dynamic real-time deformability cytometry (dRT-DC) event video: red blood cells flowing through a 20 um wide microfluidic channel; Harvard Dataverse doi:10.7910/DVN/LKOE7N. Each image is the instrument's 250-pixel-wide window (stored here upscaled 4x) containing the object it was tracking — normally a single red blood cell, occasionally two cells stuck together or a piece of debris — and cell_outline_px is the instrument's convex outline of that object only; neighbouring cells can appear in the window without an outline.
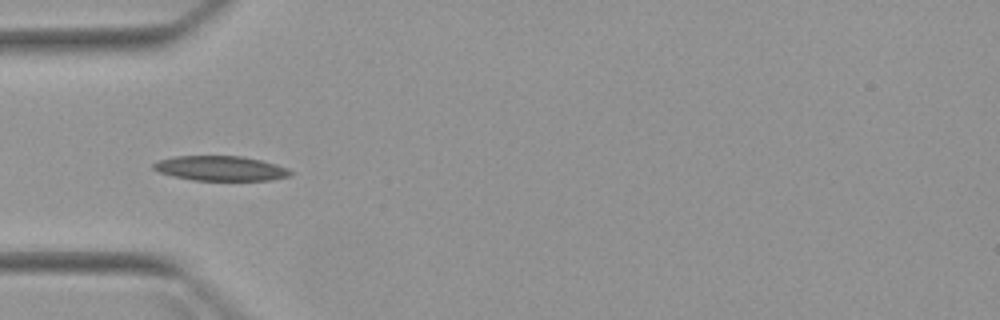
{"species": "Egyptian fruit bat (a non-hibernating species)", "species_latin": "Rousettus aegyptiacus", "temperature_condition": "warm", "stored_images_in_passage": 6, "camera_frame_rate_fps": 3000, "um_per_image_px": 0.085, "animal": {"sex": "female"}, "frame": {"image": 1, "passage_image": 4, "time_ms": 3.667, "image_size_px": [1000, 320], "cell_outline_px": [[292, 172], [288, 176], [268, 180], [192, 180], [160, 172], [152, 168], [152, 164], [160, 160], [176, 156], [240, 156], [260, 160], [276, 164], [288, 168]], "centroid_in_image_um": [18.75, 14.3], "position_along_channel_um": 66.3, "area_um2": 19.48}}
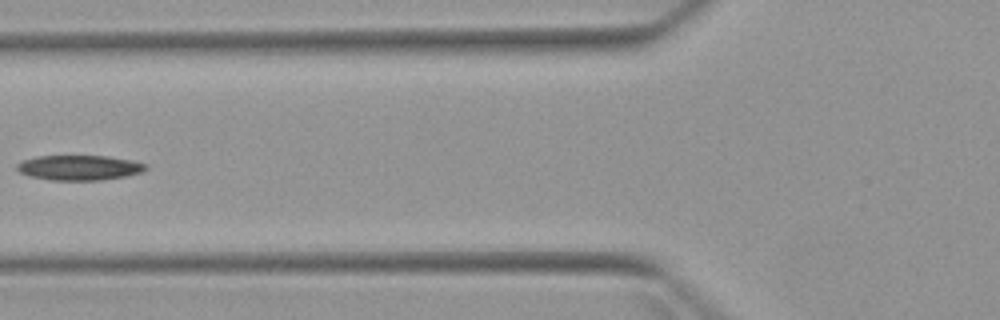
{"frame": {"image": 2, "passage_image": 5, "time_ms": 5.0, "image_size_px": [1000, 320], "cell_outline_px": [[148, 168], [140, 172], [124, 176], [100, 180], [48, 180], [28, 176], [20, 172], [16, 168], [16, 164], [20, 160], [36, 156], [108, 156], [132, 160], [148, 164]], "centroid_in_image_um": [6.69, 14.24], "position_along_channel_um": 119.1, "area_um2": 18.9}}
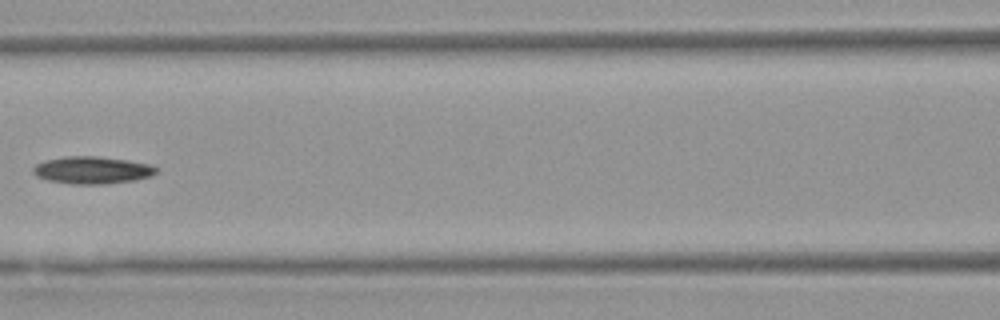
{"frame": {"image": 3, "passage_image": 6, "time_ms": 6.0, "image_size_px": [1000, 320], "cell_outline_px": [[156, 172], [152, 176], [136, 180], [104, 184], [72, 184], [48, 180], [36, 176], [32, 172], [32, 168], [36, 164], [44, 160], [64, 156], [96, 156], [128, 160], [152, 164], [156, 168]], "centroid_in_image_um": [7.83, 14.45], "position_along_channel_um": 158.8, "area_um2": 19.77}}